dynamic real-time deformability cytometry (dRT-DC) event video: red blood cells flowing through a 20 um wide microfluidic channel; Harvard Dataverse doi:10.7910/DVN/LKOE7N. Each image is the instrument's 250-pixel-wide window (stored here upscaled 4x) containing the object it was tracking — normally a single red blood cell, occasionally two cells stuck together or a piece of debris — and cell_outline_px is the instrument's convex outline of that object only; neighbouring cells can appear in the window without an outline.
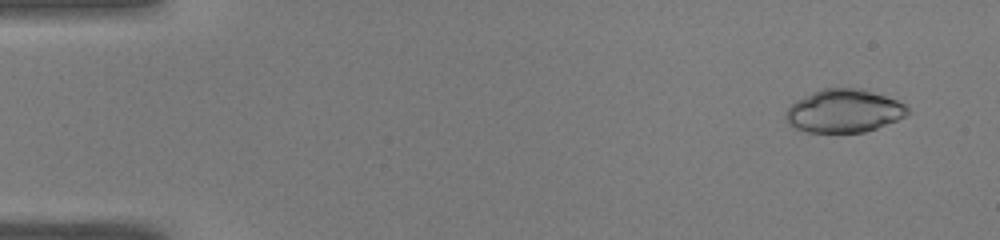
{"species": "common noctule bat (a hibernating species)", "species_latin": "Nyctalus noctula", "temperature_condition": "warm", "stored_images_in_passage": 49, "camera_frame_rate_fps": 3000, "um_per_image_px": 0.085, "animal": {"sex": "male", "body_mass_g": 19.0, "forearm_length_mm": 50.8}, "frame": {"image": 1, "passage_image": 3, "time_ms": 0.667, "image_size_px": [1000, 240], "cell_outline_px": [[908, 112], [904, 116], [896, 120], [876, 128], [864, 132], [808, 132], [792, 128], [788, 124], [784, 116], [784, 112], [796, 100], [812, 92], [824, 88], [864, 88], [896, 100], [904, 104], [908, 108]], "centroid_in_image_um": [71.68, 9.43], "position_along_channel_um": 13.3, "area_um2": 30.63}}
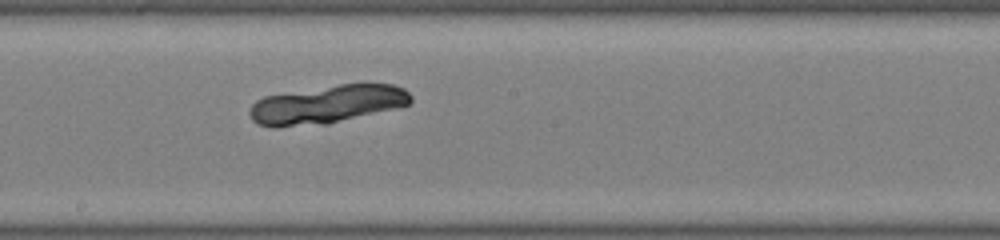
{"frame": {"image": 2, "passage_image": 27, "time_ms": 8.667, "image_size_px": [1000, 240], "cell_outline_px": [[412, 100], [408, 104], [400, 108], [328, 124], [276, 128], [272, 128], [256, 124], [252, 120], [248, 112], [252, 104], [256, 100], [264, 96], [364, 80], [392, 84], [404, 88], [412, 96]], "centroid_in_image_um": [27.86, 8.86], "position_along_channel_um": 220.3, "area_um2": 37.22}}
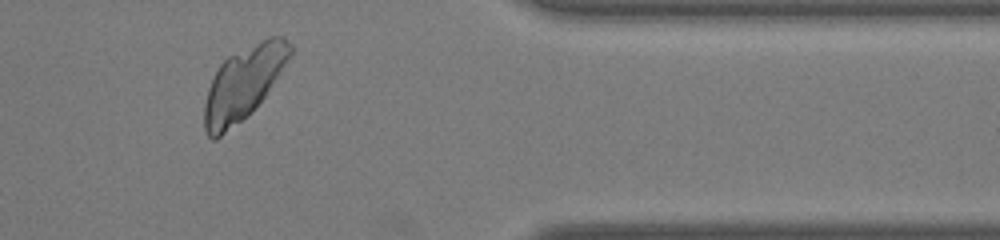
{"frame": {"image": 3, "passage_image": 41, "time_ms": 13.333, "image_size_px": [1000, 240], "cell_outline_px": [[292, 52], [264, 96], [240, 120], [216, 140], [212, 140], [208, 136], [204, 128], [204, 104], [208, 88], [220, 64], [228, 56], [268, 36], [284, 36], [292, 44]], "centroid_in_image_um": [20.66, 7.05], "position_along_channel_um": 390.7, "area_um2": 35.49}}